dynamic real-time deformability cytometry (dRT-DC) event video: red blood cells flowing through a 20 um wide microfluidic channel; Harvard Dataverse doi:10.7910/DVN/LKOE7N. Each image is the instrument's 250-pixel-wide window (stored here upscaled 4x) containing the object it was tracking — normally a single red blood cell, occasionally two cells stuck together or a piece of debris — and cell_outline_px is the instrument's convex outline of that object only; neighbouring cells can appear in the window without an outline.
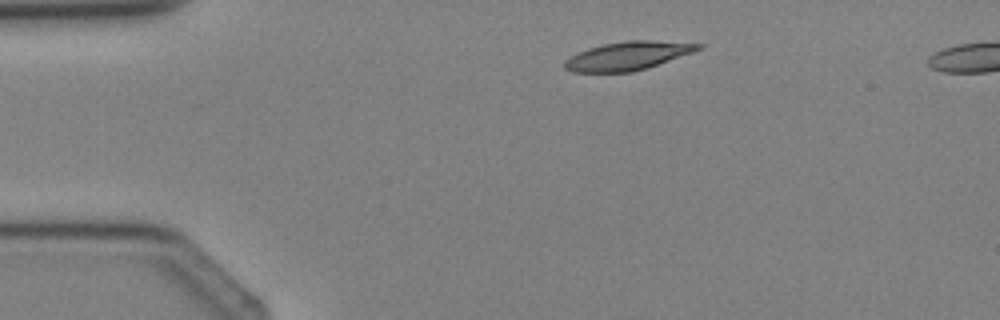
{"species": "Egyptian fruit bat (a non-hibernating species)", "species_latin": "Rousettus aegyptiacus", "temperature_condition": "cold", "stored_images_in_passage": 3, "camera_frame_rate_fps": 3000, "um_per_image_px": 0.085, "animal": {"sex": "female"}, "frame": {"image": 1, "passage_image": 1, "time_ms": 0.0, "image_size_px": [1000, 320], "cell_outline_px": [[704, 48], [648, 68], [632, 72], [572, 72], [564, 68], [564, 60], [588, 48], [604, 44], [628, 40], [652, 40], [704, 44]], "centroid_in_image_um": [53.39, 4.75], "position_along_channel_um": 31.6, "area_um2": 22.14}}